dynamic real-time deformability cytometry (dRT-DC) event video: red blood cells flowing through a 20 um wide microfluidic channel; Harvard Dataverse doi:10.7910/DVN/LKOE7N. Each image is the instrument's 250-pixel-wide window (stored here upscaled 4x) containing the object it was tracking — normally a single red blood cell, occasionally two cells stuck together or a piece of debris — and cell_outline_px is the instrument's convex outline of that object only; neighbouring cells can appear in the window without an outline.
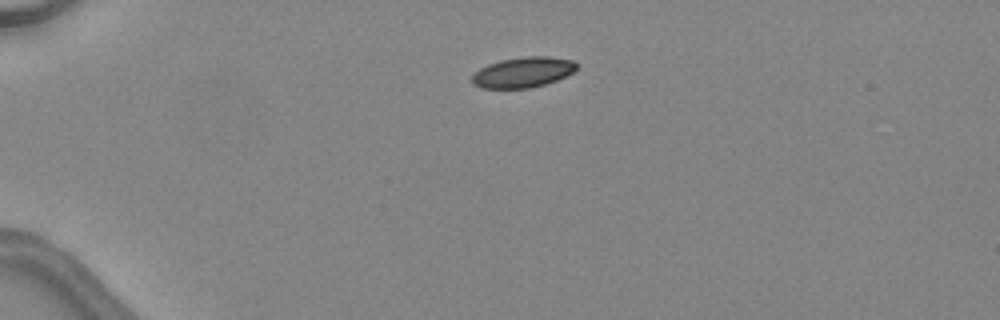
{"species": "common noctule bat (a hibernating species)", "species_latin": "Nyctalus noctula", "temperature_condition": "warm", "stored_images_in_passage": 5, "camera_frame_rate_fps": 3000, "um_per_image_px": 0.085, "animal": {"sex": "female", "body_mass_g": 24.6, "forearm_length_mm": 56.2}, "frame": {"image": 1, "passage_image": 1, "time_ms": 0.0, "image_size_px": [1000, 320], "cell_outline_px": [[576, 68], [572, 72], [556, 80], [532, 88], [480, 88], [472, 84], [472, 76], [480, 68], [488, 64], [500, 60], [528, 56], [548, 56], [572, 60], [576, 64]], "centroid_in_image_um": [44.42, 6.14], "position_along_channel_um": 40.6, "area_um2": 18.38}}